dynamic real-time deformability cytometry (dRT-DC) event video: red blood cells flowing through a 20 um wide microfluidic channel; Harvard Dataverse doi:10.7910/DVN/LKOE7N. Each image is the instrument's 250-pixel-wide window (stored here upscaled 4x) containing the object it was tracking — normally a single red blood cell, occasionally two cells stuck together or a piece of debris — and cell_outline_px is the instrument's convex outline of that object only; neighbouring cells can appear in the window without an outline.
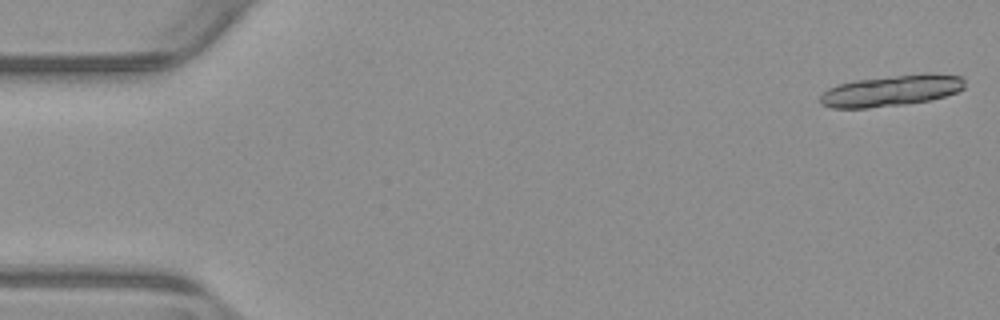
{"species": "common noctule bat (a hibernating species)", "species_latin": "Nyctalus noctula", "temperature_condition": "warm", "stored_images_in_passage": 19, "camera_frame_rate_fps": 3000, "um_per_image_px": 0.085, "animal": {"sex": "male", "body_mass_g": 23.1, "forearm_length_mm": 52.7}, "frame": {"image": 1, "passage_image": 1, "time_ms": 0.0, "image_size_px": [1000, 320], "cell_outline_px": [[964, 88], [956, 92], [944, 96], [928, 100], [904, 104], [868, 108], [832, 108], [820, 104], [820, 96], [828, 88], [840, 84], [856, 80], [924, 72], [932, 72], [964, 76]], "centroid_in_image_um": [75.79, 7.68], "position_along_channel_um": 9.2, "area_um2": 26.36}}